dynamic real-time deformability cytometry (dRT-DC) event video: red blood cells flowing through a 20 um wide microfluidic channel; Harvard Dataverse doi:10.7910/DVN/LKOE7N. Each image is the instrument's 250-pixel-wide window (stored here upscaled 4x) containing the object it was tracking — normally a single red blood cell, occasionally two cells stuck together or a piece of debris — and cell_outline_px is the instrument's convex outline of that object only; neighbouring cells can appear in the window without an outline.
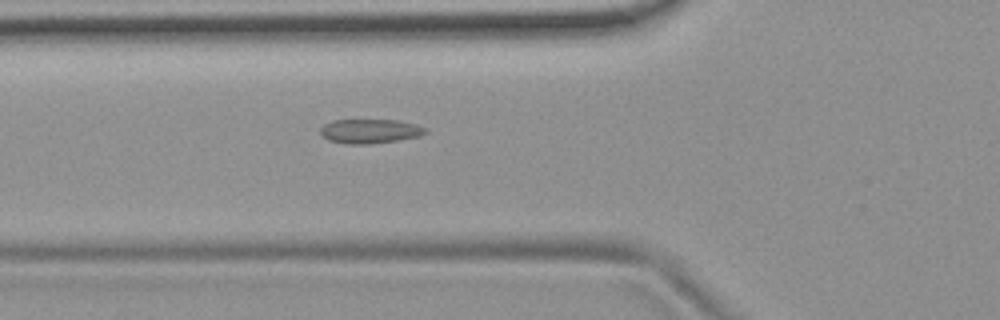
{"species": "common noctule bat (a hibernating species)", "species_latin": "Nyctalus noctula", "temperature_condition": "room temperature", "stored_images_in_passage": 55, "camera_frame_rate_fps": 3000, "um_per_image_px": 0.085, "animal": {"sex": "female", "body_mass_g": 19.9}, "frame": {"image": 1, "passage_image": 20, "time_ms": 6.333, "image_size_px": [1000, 320], "cell_outline_px": [[428, 132], [420, 136], [396, 140], [368, 144], [348, 144], [328, 140], [320, 132], [320, 128], [324, 124], [332, 120], [396, 120], [416, 124], [428, 128]], "centroid_in_image_um": [31.46, 11.14], "position_along_channel_um": 94.3, "area_um2": 14.85}}
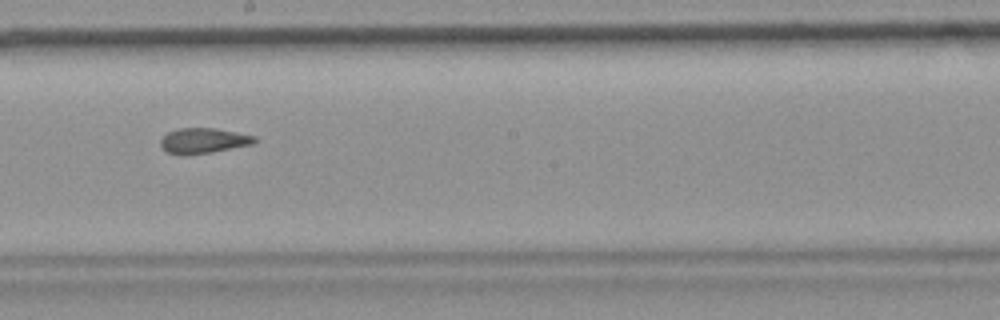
{"frame": {"image": 2, "passage_image": 31, "time_ms": 10.0, "image_size_px": [1000, 320], "cell_outline_px": [[256, 140], [252, 144], [212, 152], [168, 152], [160, 144], [160, 140], [168, 132], [180, 128], [216, 128], [256, 136]], "centroid_in_image_um": [17.35, 11.91], "position_along_channel_um": 230.9, "area_um2": 13.18}}
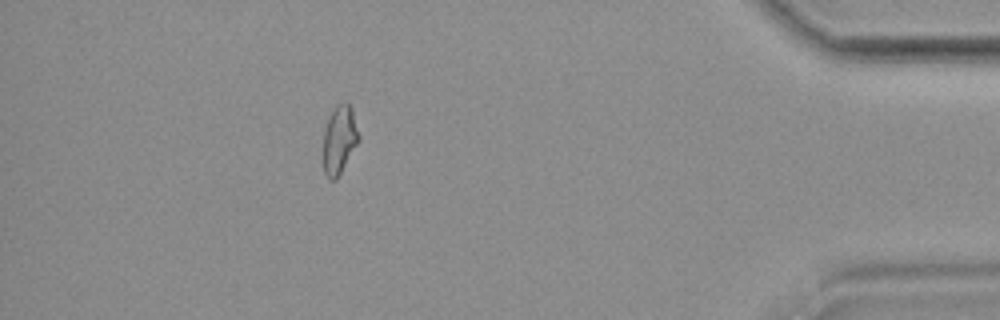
{"frame": {"image": 3, "passage_image": 49, "time_ms": 16.0, "image_size_px": [1000, 320], "cell_outline_px": [[360, 140], [336, 180], [328, 180], [324, 172], [324, 132], [328, 120], [336, 104], [348, 104], [352, 108], [360, 136]], "centroid_in_image_um": [28.87, 11.91], "position_along_channel_um": 406.3, "area_um2": 13.99}, "authors_computed_cell_mechanics": {"area_um2": 14.8546, "velocity_mm_per_s": 3.718, "shape_relaxation_time_tau1_ms": null, "shape_relaxation_time_tau2_ms": 3.1436, "deformation_change_tau1": null, "deformation_change_tau2": 0.0726}}